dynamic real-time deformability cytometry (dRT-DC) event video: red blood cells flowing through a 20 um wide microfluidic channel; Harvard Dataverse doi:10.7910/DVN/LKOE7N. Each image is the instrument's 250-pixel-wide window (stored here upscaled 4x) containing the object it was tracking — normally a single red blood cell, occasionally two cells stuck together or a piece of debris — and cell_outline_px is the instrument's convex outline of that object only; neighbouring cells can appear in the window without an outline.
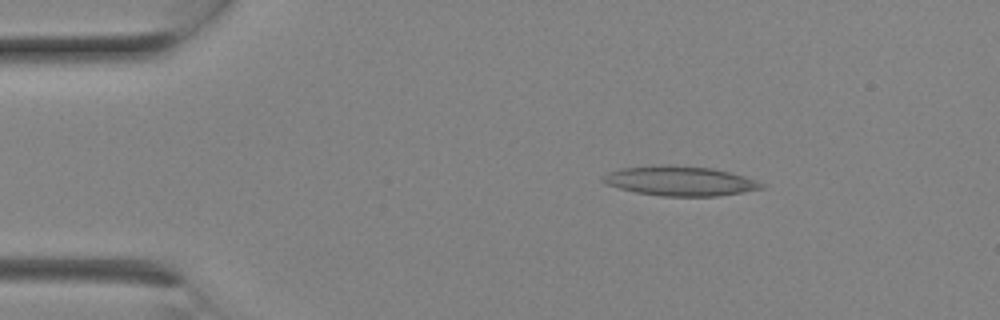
{"species": "Egyptian fruit bat (a non-hibernating species)", "species_latin": "Rousettus aegyptiacus", "temperature_condition": "room temperature", "stored_images_in_passage": 7, "camera_frame_rate_fps": 3000, "um_per_image_px": 0.085, "animal": {"sex": "female"}, "frame": {"image": 1, "passage_image": 3, "time_ms": 0.667, "image_size_px": [1000, 320], "cell_outline_px": [[768, 184], [764, 188], [716, 196], [660, 196], [636, 192], [620, 188], [608, 184], [600, 180], [600, 176], [608, 172], [620, 168], [660, 164], [672, 164], [712, 168], [744, 176]], "centroid_in_image_um": [57.78, 15.36], "position_along_channel_um": 27.2, "area_um2": 27.57}}
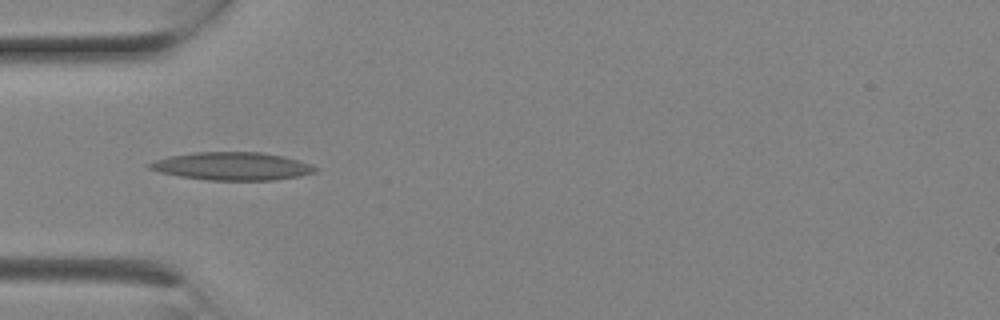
{"frame": {"image": 2, "passage_image": 6, "time_ms": 1.667, "image_size_px": [1000, 320], "cell_outline_px": [[320, 168], [316, 172], [300, 176], [272, 180], [208, 180], [180, 176], [160, 172], [148, 168], [144, 164], [168, 156], [192, 152], [260, 152], [284, 156], [300, 160], [312, 164]], "centroid_in_image_um": [19.75, 14.12], "position_along_channel_um": 65.2, "area_um2": 27.22}}
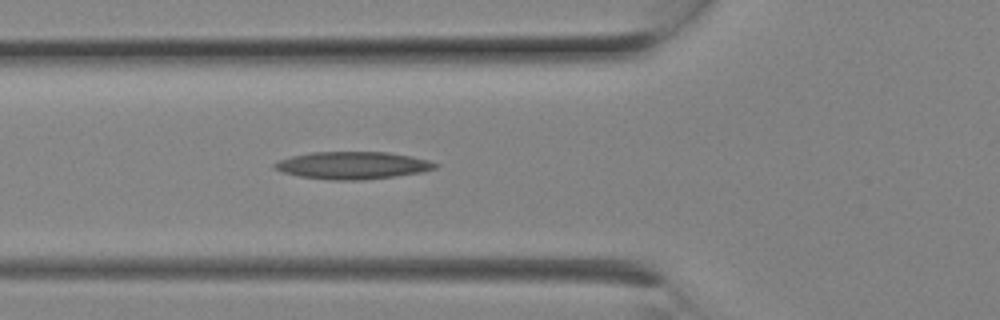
{"frame": {"image": 3, "passage_image": 7, "time_ms": 2.0, "image_size_px": [1000, 320], "cell_outline_px": [[440, 164], [436, 168], [420, 172], [364, 180], [332, 180], [300, 176], [280, 172], [272, 168], [272, 164], [280, 160], [292, 156], [312, 152], [388, 152], [412, 156], [428, 160]], "centroid_in_image_um": [29.95, 14.05], "position_along_channel_um": 95.9, "area_um2": 25.61}}